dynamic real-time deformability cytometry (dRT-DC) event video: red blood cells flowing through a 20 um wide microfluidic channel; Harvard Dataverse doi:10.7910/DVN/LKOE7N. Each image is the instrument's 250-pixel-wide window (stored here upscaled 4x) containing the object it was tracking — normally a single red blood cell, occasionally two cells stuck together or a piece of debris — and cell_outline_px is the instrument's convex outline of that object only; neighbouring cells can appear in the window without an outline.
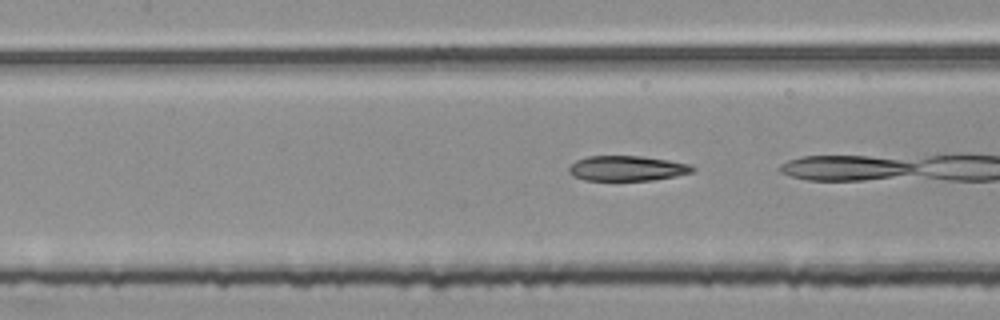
{"species": "common noctule bat (a hibernating species)", "species_latin": "Nyctalus noctula", "temperature_condition": "room temperature", "stored_images_in_passage": 22, "camera_frame_rate_fps": 3000, "um_per_image_px": 0.085, "animal": {"sex": "female", "body_mass_g": 25.1}, "frame": {"image": 1, "passage_image": 21, "time_ms": 6.667, "image_size_px": [1000, 320], "cell_outline_px": [[696, 168], [692, 172], [676, 176], [652, 180], [584, 180], [572, 176], [568, 172], [568, 168], [576, 160], [588, 156], [640, 156], [668, 160], [692, 164]], "centroid_in_image_um": [53.3, 14.31], "position_along_channel_um": 154.1, "area_um2": 18.15}}